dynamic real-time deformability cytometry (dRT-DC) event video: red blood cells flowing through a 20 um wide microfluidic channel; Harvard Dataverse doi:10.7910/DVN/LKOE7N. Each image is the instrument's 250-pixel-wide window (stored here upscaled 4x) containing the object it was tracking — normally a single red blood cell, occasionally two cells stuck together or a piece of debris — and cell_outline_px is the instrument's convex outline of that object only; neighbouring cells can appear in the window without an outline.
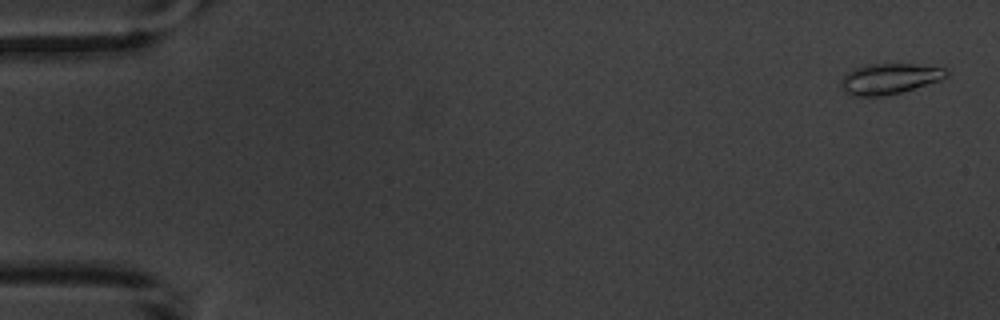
{"species": "common noctule bat (a hibernating species)", "species_latin": "Nyctalus noctula", "temperature_condition": "warm", "stored_images_in_passage": 6, "segment_of_instrument_passage": [1, 2], "camera_frame_rate_fps": 3000, "um_per_image_px": 0.085, "animal": {"sex": "male", "body_mass_g": 20.1, "forearm_length_mm": 53.5}, "frame": {"image": 1, "passage_image": 1, "time_ms": 0.0, "image_size_px": [1000, 320], "cell_outline_px": [[948, 76], [940, 80], [900, 92], [880, 96], [852, 96], [844, 92], [840, 88], [840, 80], [848, 72], [856, 68], [868, 64], [912, 64], [948, 68]], "centroid_in_image_um": [75.58, 6.69], "position_along_channel_um": 9.4, "area_um2": 18.73}}
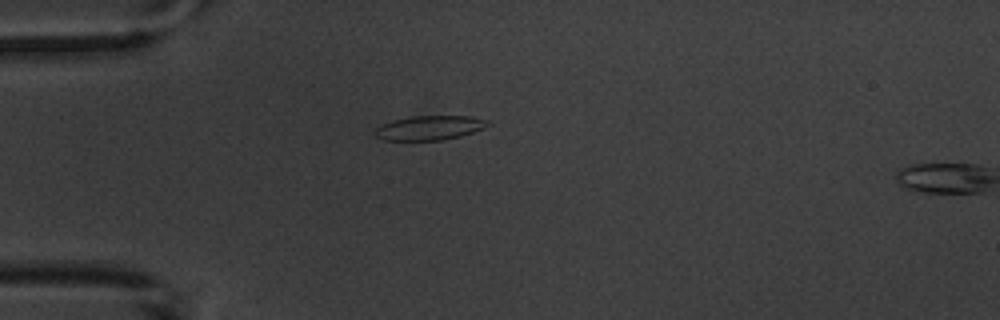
{"frame": {"image": 2, "passage_image": 5, "time_ms": 4.667, "image_size_px": [1000, 320], "cell_outline_px": [[492, 124], [484, 128], [460, 136], [444, 140], [384, 140], [376, 136], [376, 128], [392, 120], [412, 116], [472, 116], [488, 120]], "centroid_in_image_um": [36.56, 10.86], "position_along_channel_um": 48.4, "area_um2": 15.95}}